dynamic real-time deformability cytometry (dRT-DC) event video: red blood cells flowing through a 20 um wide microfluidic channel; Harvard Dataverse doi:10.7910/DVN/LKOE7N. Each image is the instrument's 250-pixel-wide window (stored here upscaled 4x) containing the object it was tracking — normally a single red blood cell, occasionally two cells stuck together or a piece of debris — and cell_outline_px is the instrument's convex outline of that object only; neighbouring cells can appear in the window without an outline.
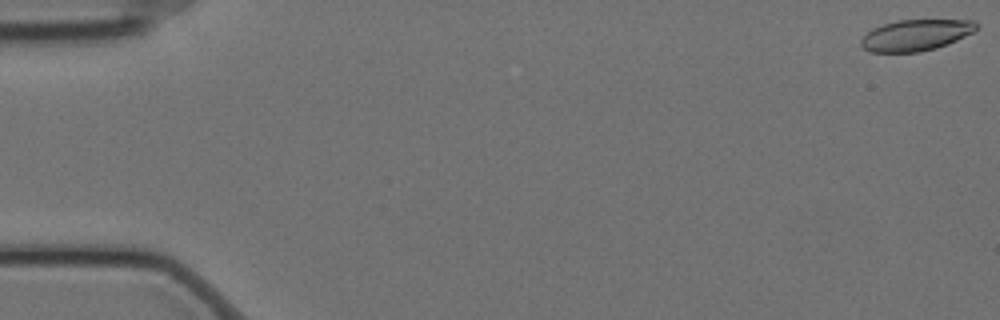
{"species": "Egyptian fruit bat (a non-hibernating species)", "species_latin": "Rousettus aegyptiacus", "temperature_condition": "cold", "stored_images_in_passage": 59, "camera_frame_rate_fps": 3000, "um_per_image_px": 0.085, "animal": {"sex": "female"}, "frame": {"image": 1, "passage_image": 1, "time_ms": 0.0, "image_size_px": [1000, 320], "cell_outline_px": [[980, 24], [972, 32], [948, 44], [936, 48], [920, 52], [872, 52], [864, 48], [860, 44], [860, 40], [872, 28], [896, 20], [976, 20]], "centroid_in_image_um": [77.85, 2.98], "position_along_channel_um": 7.2, "area_um2": 20.92}}
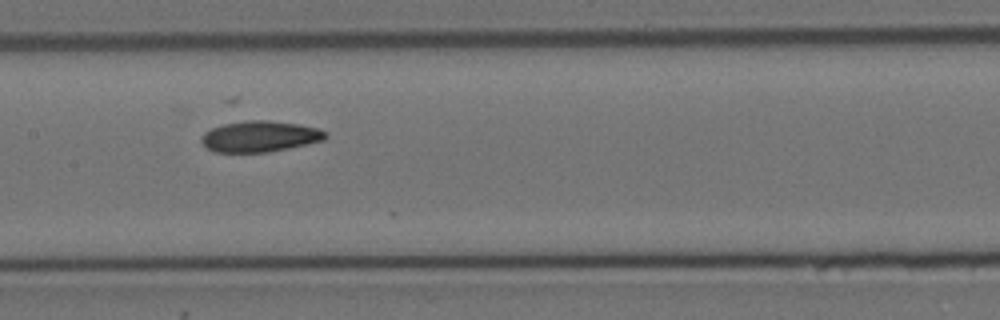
{"frame": {"image": 2, "passage_image": 29, "time_ms": 9.333, "image_size_px": [1000, 320], "cell_outline_px": [[328, 136], [324, 140], [308, 144], [288, 148], [264, 152], [212, 152], [200, 140], [200, 136], [204, 132], [212, 128], [224, 124], [244, 120], [268, 120], [300, 124], [316, 128], [328, 132]], "centroid_in_image_um": [22.09, 11.59], "position_along_channel_um": 185.3, "area_um2": 22.48}}
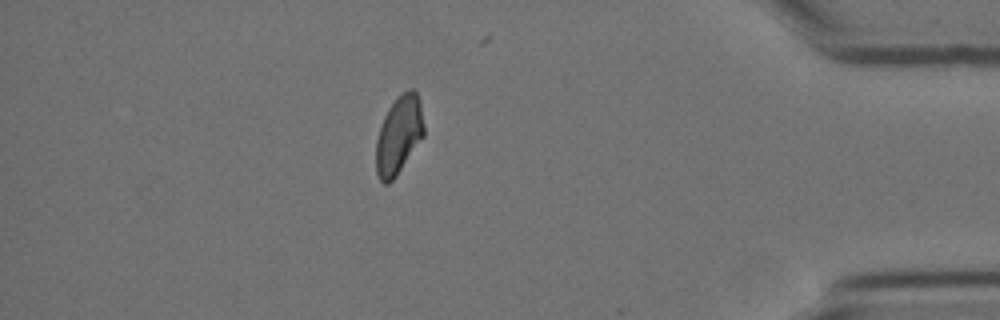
{"frame": {"image": 3, "passage_image": 51, "time_ms": 16.667, "image_size_px": [1000, 320], "cell_outline_px": [[424, 136], [396, 176], [388, 184], [384, 184], [380, 180], [376, 172], [376, 140], [384, 116], [388, 108], [396, 96], [400, 92], [412, 88], [416, 92], [420, 100], [424, 124]], "centroid_in_image_um": [33.9, 11.45], "position_along_channel_um": 401.3, "area_um2": 21.96}, "authors_computed_cell_mechanics": {"area_um2": 21.964, "velocity_mm_per_s": 3.4966, "shape_relaxation_time_tau1_ms": null, "shape_relaxation_time_tau2_ms": 5.6379, "deformation_change_tau1": null, "deformation_change_tau2": 0.1067}}